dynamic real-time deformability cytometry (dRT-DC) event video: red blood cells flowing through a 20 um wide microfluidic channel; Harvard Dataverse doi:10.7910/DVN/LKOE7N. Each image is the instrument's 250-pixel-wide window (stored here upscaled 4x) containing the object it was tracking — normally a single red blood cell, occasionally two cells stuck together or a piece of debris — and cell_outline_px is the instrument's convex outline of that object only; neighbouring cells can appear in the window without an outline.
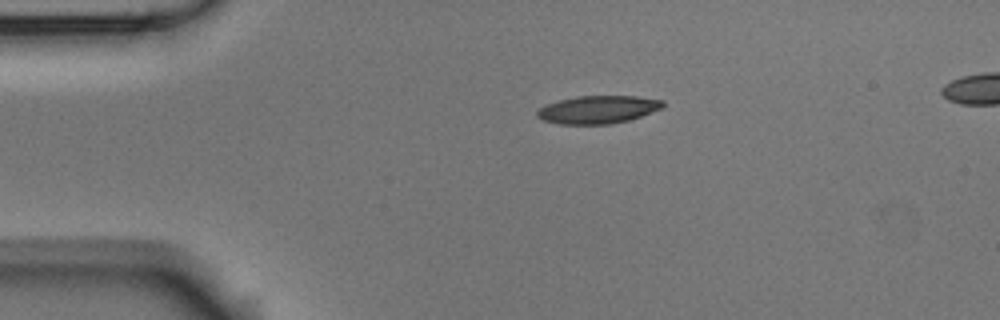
{"species": "Egyptian fruit bat (a non-hibernating species)", "species_latin": "Rousettus aegyptiacus", "temperature_condition": "room temperature", "stored_images_in_passage": 46, "camera_frame_rate_fps": 3000, "um_per_image_px": 0.085, "animal": {"sex": "male"}, "frame": {"image": 1, "passage_image": 1, "time_ms": 0.0, "image_size_px": [1000, 320], "cell_outline_px": [[664, 108], [628, 120], [608, 124], [560, 124], [544, 120], [536, 116], [536, 112], [540, 108], [548, 104], [560, 100], [576, 96], [636, 96], [664, 100]], "centroid_in_image_um": [50.85, 9.31], "position_along_channel_um": 34.1, "area_um2": 20.29}}
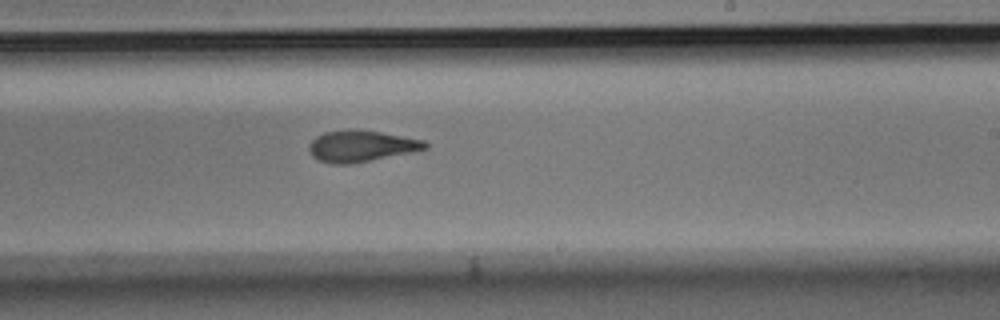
{"frame": {"image": 2, "passage_image": 23, "time_ms": 7.333, "image_size_px": [1000, 320], "cell_outline_px": [[428, 148], [412, 152], [352, 164], [332, 164], [320, 160], [312, 156], [308, 148], [308, 144], [316, 136], [324, 132], [348, 128], [356, 128], [380, 132], [424, 140], [428, 144]], "centroid_in_image_um": [30.67, 12.4], "position_along_channel_um": 258.3, "area_um2": 21.44}}
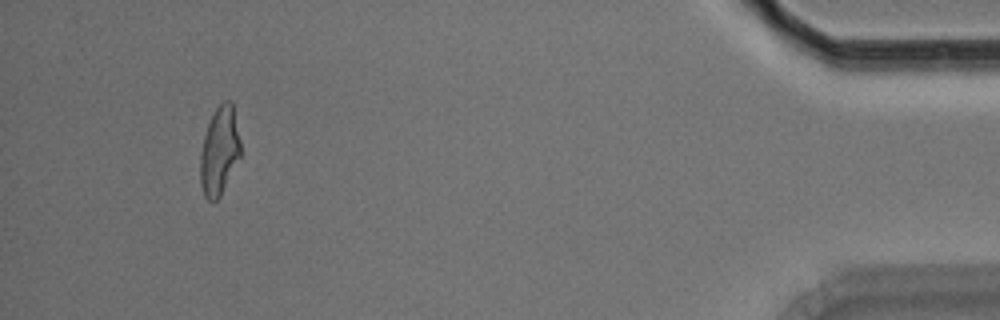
{"frame": {"image": 3, "passage_image": 42, "time_ms": 13.667, "image_size_px": [1000, 320], "cell_outline_px": [[240, 156], [220, 196], [216, 200], [208, 200], [204, 196], [200, 184], [200, 152], [204, 136], [208, 124], [216, 108], [224, 100], [232, 100], [240, 140]], "centroid_in_image_um": [18.64, 12.82], "position_along_channel_um": 416.6, "area_um2": 20.58}}